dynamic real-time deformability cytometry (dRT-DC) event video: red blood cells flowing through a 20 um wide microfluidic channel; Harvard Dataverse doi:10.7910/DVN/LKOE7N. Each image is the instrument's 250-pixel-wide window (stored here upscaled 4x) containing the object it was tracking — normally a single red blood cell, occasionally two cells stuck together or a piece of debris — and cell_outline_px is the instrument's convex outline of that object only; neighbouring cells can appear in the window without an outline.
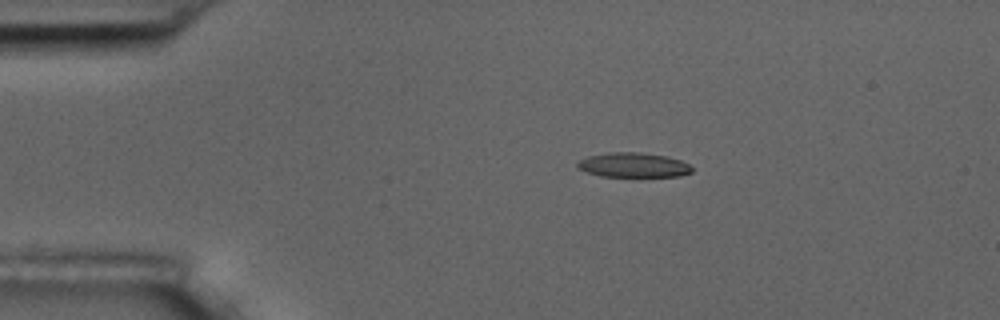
{"species": "common noctule bat (a hibernating species)", "species_latin": "Nyctalus noctula", "temperature_condition": "room temperature", "stored_images_in_passage": 3, "camera_frame_rate_fps": 3000, "um_per_image_px": 0.085, "animal": {"sex": "male", "body_mass_g": 17.5, "forearm_length_mm": 52.3}, "frame": {"image": 1, "passage_image": 2, "time_ms": 1.333, "image_size_px": [1000, 320], "cell_outline_px": [[692, 172], [680, 176], [600, 176], [576, 168], [576, 164], [580, 160], [588, 156], [608, 152], [640, 152], [668, 156], [680, 160], [688, 164], [692, 168]], "centroid_in_image_um": [53.83, 14.02], "position_along_channel_um": 31.2, "area_um2": 16.42}}